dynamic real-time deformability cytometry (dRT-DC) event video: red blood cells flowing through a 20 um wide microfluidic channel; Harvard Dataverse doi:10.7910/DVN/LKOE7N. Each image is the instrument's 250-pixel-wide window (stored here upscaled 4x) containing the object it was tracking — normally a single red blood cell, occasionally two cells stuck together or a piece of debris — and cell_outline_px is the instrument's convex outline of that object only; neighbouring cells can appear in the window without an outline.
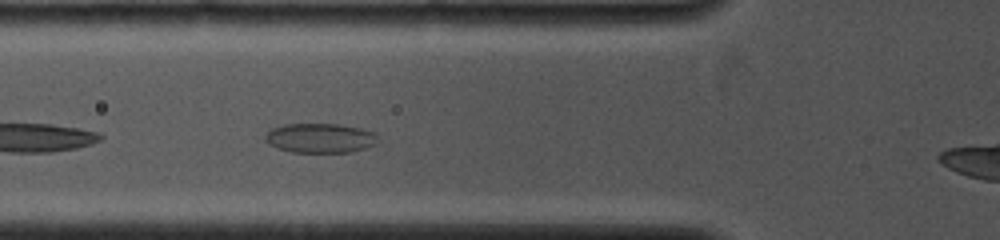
{"species": "common noctule bat (a hibernating species)", "species_latin": "Nyctalus noctula", "temperature_condition": "cold", "stored_images_in_passage": 50, "camera_frame_rate_fps": 4000, "um_per_image_px": 0.085, "animal": {"sex": "female", "body_mass_g": 19.0, "forearm_length_mm": 53.3}, "frame": {"image": 1, "passage_image": 9, "time_ms": 1.25, "image_size_px": [1000, 240], "cell_outline_px": [[376, 144], [364, 148], [348, 152], [292, 152], [276, 148], [268, 144], [264, 140], [264, 136], [272, 128], [284, 124], [340, 124], [360, 128], [376, 132]], "centroid_in_image_um": [27.18, 11.73], "position_along_channel_um": 98.6, "area_um2": 19.42}}
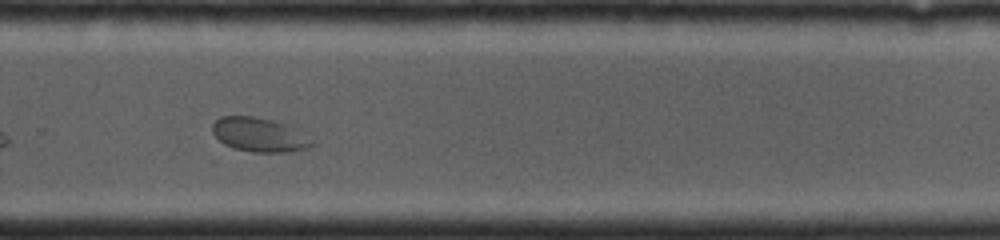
{"frame": {"image": 2, "passage_image": 36, "time_ms": 6.25, "image_size_px": [1000, 240], "cell_outline_px": [[316, 144], [304, 148], [288, 152], [252, 152], [232, 148], [224, 144], [212, 132], [212, 124], [220, 116], [256, 116], [288, 124], [312, 140]], "centroid_in_image_um": [22.01, 11.45], "position_along_channel_um": 307.8, "area_um2": 19.77}}